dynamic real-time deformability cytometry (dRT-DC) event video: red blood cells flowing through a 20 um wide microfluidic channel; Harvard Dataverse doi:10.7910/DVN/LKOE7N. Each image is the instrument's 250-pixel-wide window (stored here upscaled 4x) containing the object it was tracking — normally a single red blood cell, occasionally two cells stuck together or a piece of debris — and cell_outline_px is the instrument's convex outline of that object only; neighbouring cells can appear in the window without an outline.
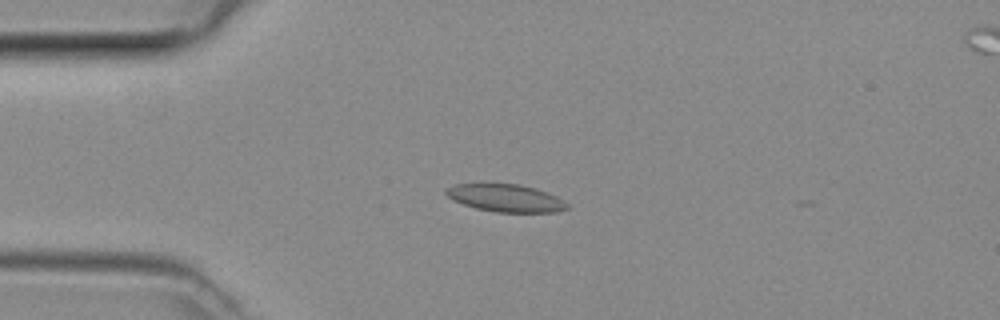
{"species": "common noctule bat (a hibernating species)", "species_latin": "Nyctalus noctula", "temperature_condition": "room temperature", "stored_images_in_passage": 13, "camera_frame_rate_fps": 3000, "um_per_image_px": 0.085, "animal": {"sex": "female", "body_mass_g": 29.2, "forearm_length_mm": 56.3}, "frame": {"image": 1, "passage_image": 2, "time_ms": 0.333, "image_size_px": [1000, 320], "cell_outline_px": [[568, 208], [556, 212], [496, 212], [476, 208], [452, 200], [444, 192], [444, 188], [456, 184], [520, 184], [536, 188], [556, 196], [564, 200], [568, 204]], "centroid_in_image_um": [42.98, 16.83], "position_along_channel_um": 42.0, "area_um2": 19.42}}
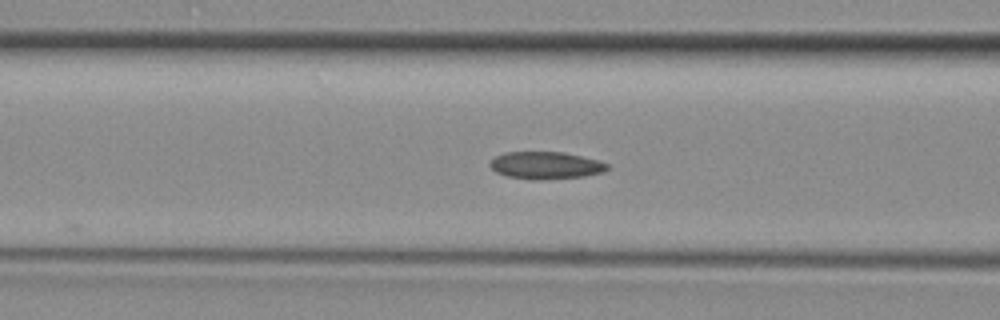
{"frame": {"image": 2, "passage_image": 9, "time_ms": 2.667, "image_size_px": [1000, 320], "cell_outline_px": [[608, 168], [604, 172], [584, 176], [540, 180], [532, 180], [508, 176], [496, 172], [488, 164], [496, 156], [504, 152], [564, 152], [596, 160], [608, 164]], "centroid_in_image_um": [46.37, 14.06], "position_along_channel_um": 120.2, "area_um2": 18.55}}
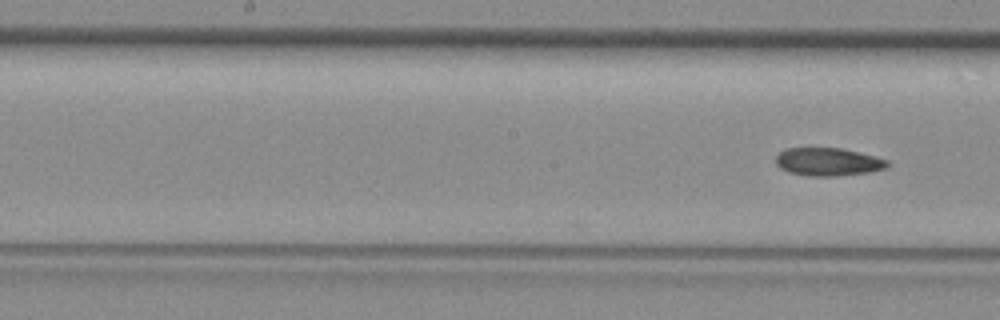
{"frame": {"image": 3, "passage_image": 13, "time_ms": 4.0, "image_size_px": [1000, 320], "cell_outline_px": [[888, 168], [872, 172], [836, 176], [808, 176], [788, 172], [780, 168], [776, 164], [776, 156], [784, 148], [840, 148], [888, 160]], "centroid_in_image_um": [70.36, 13.77], "position_along_channel_um": 177.8, "area_um2": 18.21}}